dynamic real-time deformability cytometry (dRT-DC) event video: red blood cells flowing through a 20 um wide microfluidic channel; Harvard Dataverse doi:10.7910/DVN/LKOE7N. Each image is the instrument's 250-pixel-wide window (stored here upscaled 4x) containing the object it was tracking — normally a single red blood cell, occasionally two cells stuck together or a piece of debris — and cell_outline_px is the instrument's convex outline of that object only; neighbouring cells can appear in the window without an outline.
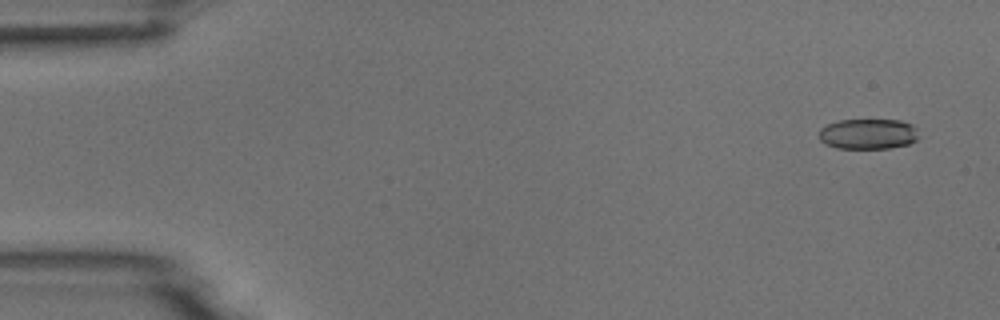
{"species": "common noctule bat (a hibernating species)", "species_latin": "Nyctalus noctula", "temperature_condition": "room temperature", "stored_images_in_passage": 4, "camera_frame_rate_fps": 3000, "um_per_image_px": 0.085, "animal": {"sex": "male", "body_mass_g": 18.8}, "frame": {"image": 1, "passage_image": 1, "time_ms": 0.0, "image_size_px": [1000, 320], "cell_outline_px": [[920, 136], [916, 140], [908, 144], [888, 148], [836, 148], [824, 144], [820, 140], [820, 128], [828, 124], [840, 120], [900, 120], [912, 124], [916, 128]], "centroid_in_image_um": [73.8, 11.38], "position_along_channel_um": 11.2, "area_um2": 17.74}}
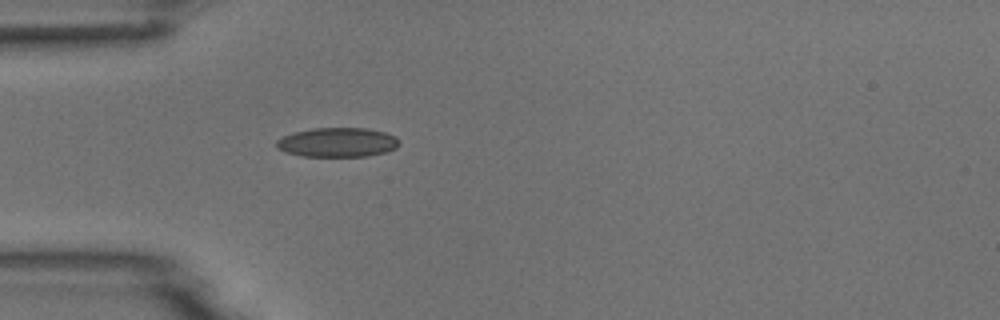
{"frame": {"image": 2, "passage_image": 4, "time_ms": 4.333, "image_size_px": [1000, 320], "cell_outline_px": [[400, 144], [396, 148], [384, 152], [368, 156], [300, 156], [284, 152], [276, 148], [276, 140], [284, 136], [296, 132], [312, 128], [368, 128], [384, 132], [396, 136], [400, 140]], "centroid_in_image_um": [28.69, 12.1], "position_along_channel_um": 56.3, "area_um2": 21.1}}